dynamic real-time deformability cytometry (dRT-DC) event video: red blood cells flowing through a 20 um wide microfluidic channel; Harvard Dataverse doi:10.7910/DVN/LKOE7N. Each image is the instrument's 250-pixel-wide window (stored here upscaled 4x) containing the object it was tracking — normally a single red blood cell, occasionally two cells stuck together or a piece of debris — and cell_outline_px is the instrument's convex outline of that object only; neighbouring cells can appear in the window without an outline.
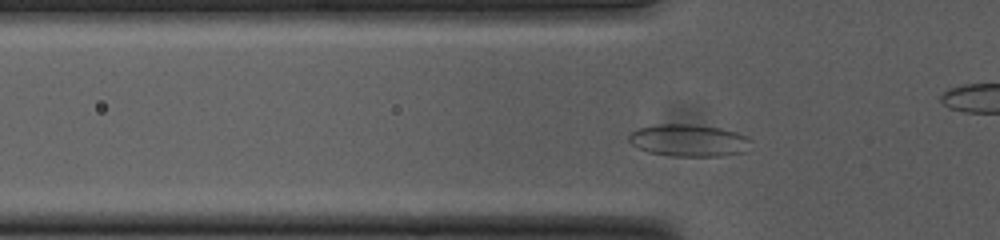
{"species": "common noctule bat (a hibernating species)", "species_latin": "Nyctalus noctula", "temperature_condition": "cold", "stored_images_in_passage": 43, "camera_frame_rate_fps": 3000, "um_per_image_px": 0.085, "animal": {"sex": "female", "body_mass_g": 23.0, "forearm_length_mm": 53.4}, "frame": {"image": 1, "passage_image": 12, "time_ms": 3.667, "image_size_px": [1000, 240], "cell_outline_px": [[752, 140], [744, 152], [724, 156], [672, 156], [648, 152], [636, 148], [628, 140], [628, 136], [636, 128], [656, 124], [688, 124], [720, 128], [736, 132]], "centroid_in_image_um": [58.5, 11.94], "position_along_channel_um": 67.3, "area_um2": 22.95}}
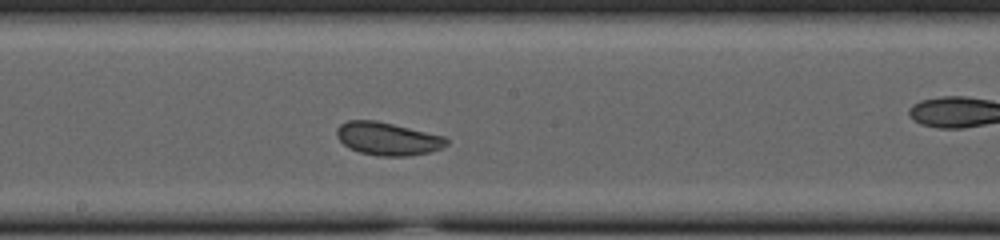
{"frame": {"image": 2, "passage_image": 24, "time_ms": 7.667, "image_size_px": [1000, 240], "cell_outline_px": [[448, 144], [440, 148], [428, 152], [408, 156], [380, 156], [360, 152], [344, 144], [336, 136], [336, 128], [340, 124], [348, 120], [376, 120], [444, 136], [448, 140]], "centroid_in_image_um": [32.93, 11.78], "position_along_channel_um": 215.3, "area_um2": 20.87}}
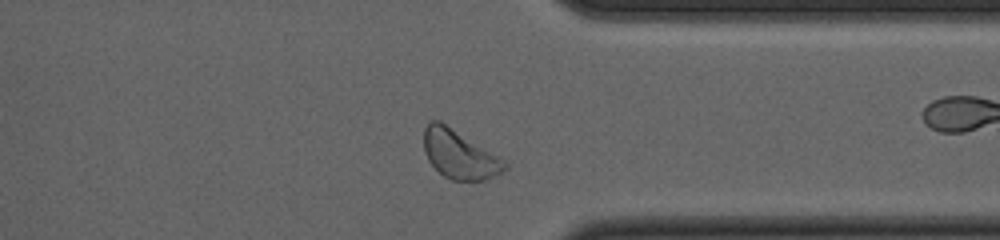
{"frame": {"image": 3, "passage_image": 37, "time_ms": 12.0, "image_size_px": [1000, 240], "cell_outline_px": [[508, 168], [484, 180], [452, 180], [444, 176], [428, 160], [424, 152], [424, 128], [428, 120], [440, 120], [504, 160], [508, 164]], "centroid_in_image_um": [39.01, 13.1], "position_along_channel_um": 372.4, "area_um2": 22.6}, "authors_computed_cell_mechanics": {"area_um2": 21.2704, "velocity_mm_per_s": 3.7042, "shape_relaxation_time_tau1_ms": null, "shape_relaxation_time_tau2_ms": 1.6225, "deformation_change_tau1": null, "deformation_change_tau2": 0.066}}